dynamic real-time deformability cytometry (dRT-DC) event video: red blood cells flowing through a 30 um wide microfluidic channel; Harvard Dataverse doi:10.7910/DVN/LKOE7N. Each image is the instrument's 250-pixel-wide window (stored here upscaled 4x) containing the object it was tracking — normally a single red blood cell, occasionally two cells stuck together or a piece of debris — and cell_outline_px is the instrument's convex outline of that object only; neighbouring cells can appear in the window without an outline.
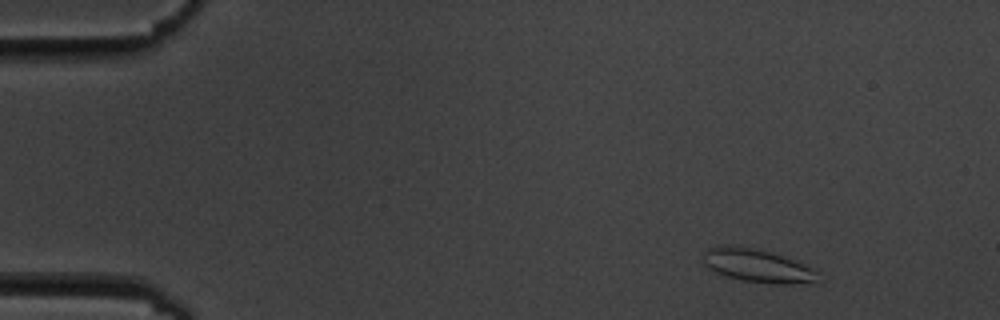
{"species": "common noctule bat (a hibernating species)", "species_latin": "Nyctalus noctula", "temperature_condition": "cold", "stored_images_in_passage": 4, "camera_frame_rate_fps": 3000, "um_per_image_px": 0.085, "animal": {"sex": "male", "body_mass_g": 19.5, "forearm_length_mm": 54.6}, "frame": {"image": 1, "passage_image": 1, "time_ms": 0.0, "image_size_px": [1000, 320], "cell_outline_px": [[816, 272], [812, 280], [792, 284], [772, 284], [744, 280], [724, 276], [708, 268], [704, 264], [704, 252], [708, 248], [756, 248], [816, 268]], "centroid_in_image_um": [64.35, 22.62], "position_along_channel_um": 20.7, "area_um2": 21.04}}
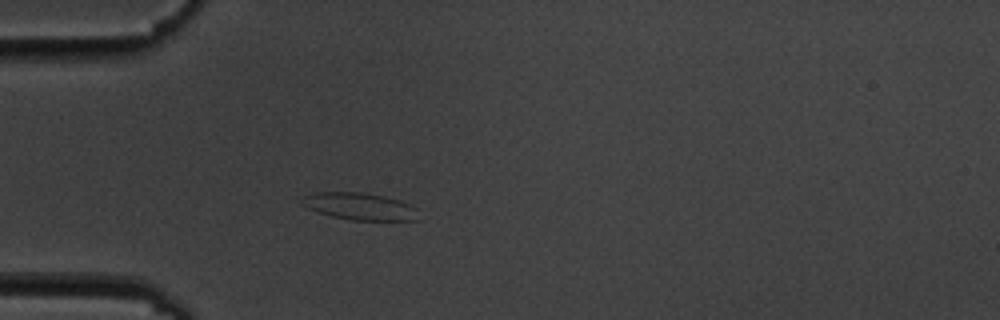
{"frame": {"image": 2, "passage_image": 4, "time_ms": 3.333, "image_size_px": [1000, 320], "cell_outline_px": [[420, 220], [348, 220], [332, 216], [308, 208], [300, 204], [304, 196], [316, 192], [360, 192], [384, 196], [400, 200], [412, 204], [416, 208]], "centroid_in_image_um": [30.62, 17.54], "position_along_channel_um": 54.4, "area_um2": 18.5}}